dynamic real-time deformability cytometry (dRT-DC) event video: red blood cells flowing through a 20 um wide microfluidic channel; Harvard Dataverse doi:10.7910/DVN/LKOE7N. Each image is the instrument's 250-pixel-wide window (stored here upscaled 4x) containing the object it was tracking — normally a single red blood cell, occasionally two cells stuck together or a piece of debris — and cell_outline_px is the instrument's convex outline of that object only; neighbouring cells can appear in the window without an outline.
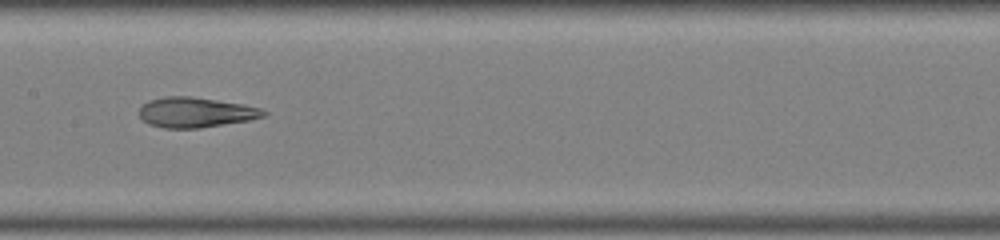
{"species": "common noctule bat (a hibernating species)", "species_latin": "Nyctalus noctula", "temperature_condition": "warm", "stored_images_in_passage": 45, "camera_frame_rate_fps": 3000, "um_per_image_px": 0.085, "animal": {"sex": "male", "body_mass_g": 19.0, "forearm_length_mm": 50.8}, "frame": {"image": 1, "passage_image": 23, "time_ms": 7.333, "image_size_px": [1000, 240], "cell_outline_px": [[268, 116], [248, 120], [200, 128], [164, 128], [148, 124], [140, 116], [140, 108], [148, 100], [164, 96], [192, 96], [244, 104], [260, 108], [268, 112]], "centroid_in_image_um": [16.65, 9.54], "position_along_channel_um": 190.7, "area_um2": 21.91}}
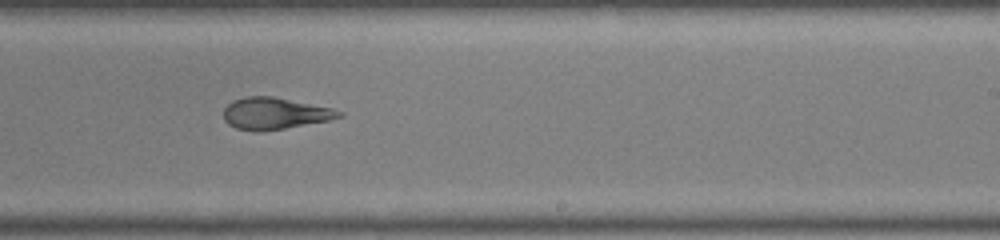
{"frame": {"image": 2, "passage_image": 28, "time_ms": 9.0, "image_size_px": [1000, 240], "cell_outline_px": [[344, 116], [328, 120], [284, 128], [260, 132], [252, 132], [236, 128], [228, 124], [224, 120], [224, 108], [232, 100], [244, 96], [272, 96], [332, 108], [344, 112]], "centroid_in_image_um": [23.32, 9.64], "position_along_channel_um": 265.7, "area_um2": 21.39}}
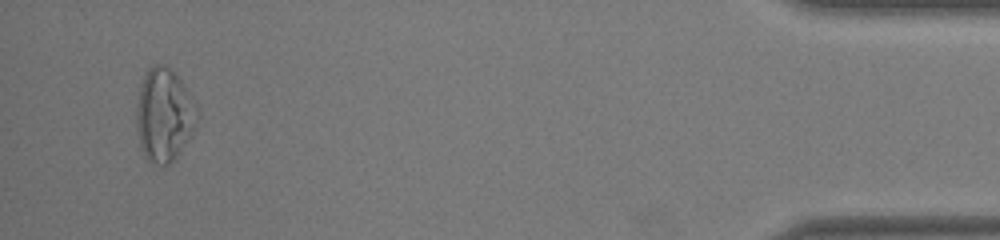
{"frame": {"image": 3, "passage_image": 43, "time_ms": 14.0, "image_size_px": [1000, 240], "cell_outline_px": [[200, 116], [196, 132], [176, 156], [168, 164], [152, 164], [144, 156], [140, 148], [136, 128], [136, 108], [140, 84], [148, 68], [152, 64], [164, 64], [176, 72], [200, 112]], "centroid_in_image_um": [13.97, 9.77], "position_along_channel_um": 421.2, "area_um2": 33.76}}